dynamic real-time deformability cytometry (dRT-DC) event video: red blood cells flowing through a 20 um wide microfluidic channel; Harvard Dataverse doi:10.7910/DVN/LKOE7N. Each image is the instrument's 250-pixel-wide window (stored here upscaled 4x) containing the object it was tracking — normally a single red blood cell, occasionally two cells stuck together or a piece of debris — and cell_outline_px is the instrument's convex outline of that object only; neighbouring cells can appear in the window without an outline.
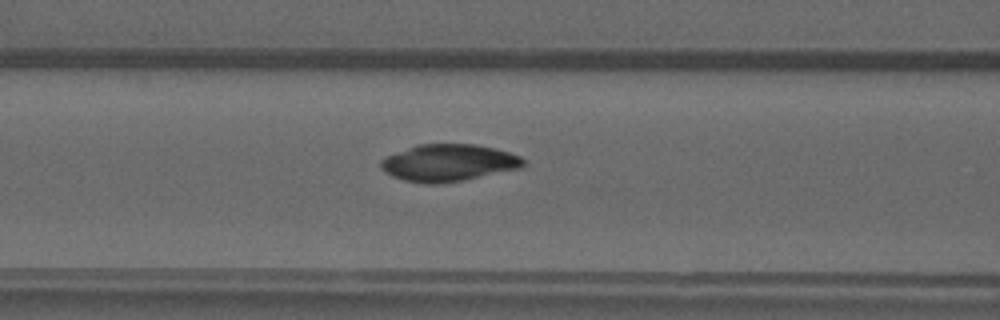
{"species": "common noctule bat (a hibernating species)", "species_latin": "Nyctalus noctula", "temperature_condition": "warm", "stored_images_in_passage": 33, "camera_frame_rate_fps": 3000, "um_per_image_px": 0.085, "animal": {"sex": "male", "forearm_length_mm": 52.5}, "frame": {"image": 1, "passage_image": 5, "time_ms": 1.333, "image_size_px": [1000, 320], "cell_outline_px": [[524, 168], [464, 180], [440, 184], [428, 184], [404, 180], [392, 176], [380, 168], [380, 160], [388, 156], [416, 144], [476, 144], [496, 148], [520, 156], [524, 160]], "centroid_in_image_um": [38.16, 13.84], "position_along_channel_um": 128.4, "area_um2": 30.92}}
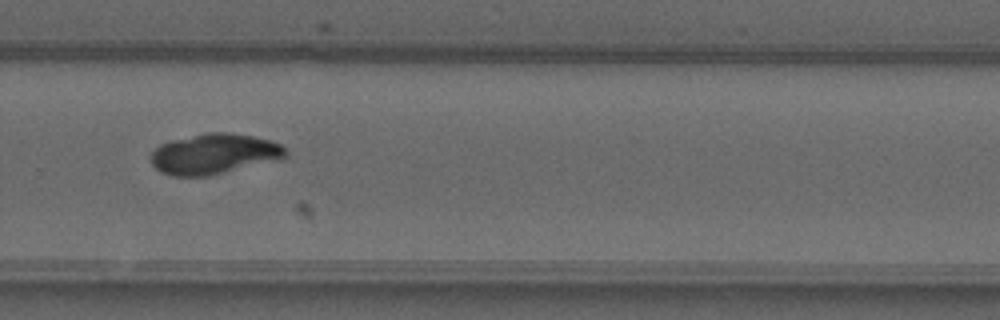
{"frame": {"image": 2, "passage_image": 18, "time_ms": 5.667, "image_size_px": [1000, 320], "cell_outline_px": [[288, 156], [284, 160], [208, 176], [172, 176], [160, 172], [152, 164], [152, 152], [160, 144], [208, 132], [228, 132], [252, 136], [268, 140], [280, 144], [288, 152]], "centroid_in_image_um": [18.28, 13.11], "position_along_channel_um": 311.5, "area_um2": 31.85}}
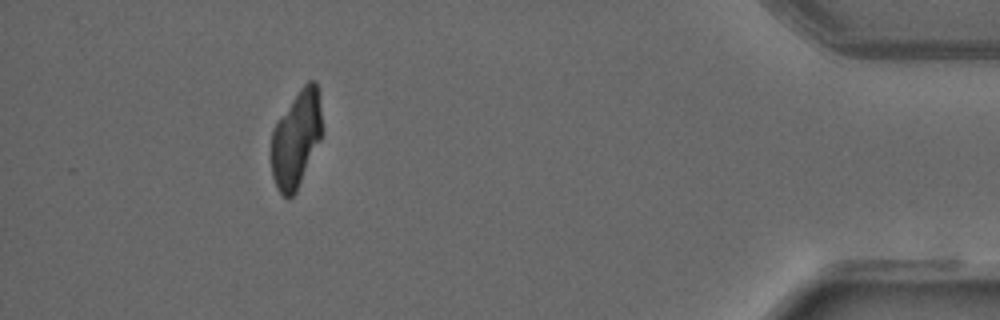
{"frame": {"image": 3, "passage_image": 29, "time_ms": 9.333, "image_size_px": [1000, 320], "cell_outline_px": [[324, 132], [296, 192], [292, 196], [284, 196], [280, 192], [272, 176], [272, 128], [300, 88], [308, 80], [316, 80], [320, 92]], "centroid_in_image_um": [25.23, 11.73], "position_along_channel_um": 410.0, "area_um2": 28.9}}